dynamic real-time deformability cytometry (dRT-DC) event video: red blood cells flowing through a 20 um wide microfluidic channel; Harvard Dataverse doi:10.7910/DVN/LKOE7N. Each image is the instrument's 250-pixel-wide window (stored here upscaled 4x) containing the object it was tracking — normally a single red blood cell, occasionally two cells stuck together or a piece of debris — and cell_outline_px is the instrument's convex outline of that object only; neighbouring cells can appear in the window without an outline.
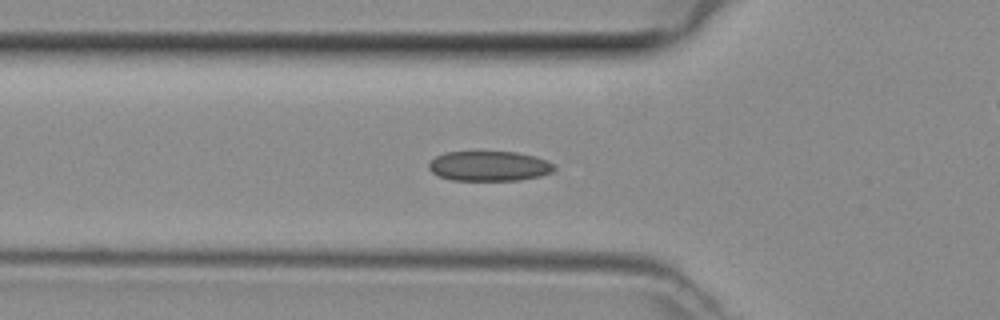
{"species": "common noctule bat (a hibernating species)", "species_latin": "Nyctalus noctula", "temperature_condition": "room temperature", "stored_images_in_passage": 42, "camera_frame_rate_fps": 3000, "um_per_image_px": 0.085, "animal": {"sex": "female", "body_mass_g": 29.2, "forearm_length_mm": 56.3}, "frame": {"image": 1, "passage_image": 15, "time_ms": 4.667, "image_size_px": [1000, 320], "cell_outline_px": [[556, 168], [552, 172], [540, 176], [520, 180], [452, 180], [440, 176], [432, 172], [428, 168], [428, 164], [436, 156], [444, 152], [516, 152], [536, 156], [552, 164]], "centroid_in_image_um": [41.57, 14.11], "position_along_channel_um": 84.2, "area_um2": 21.79}}
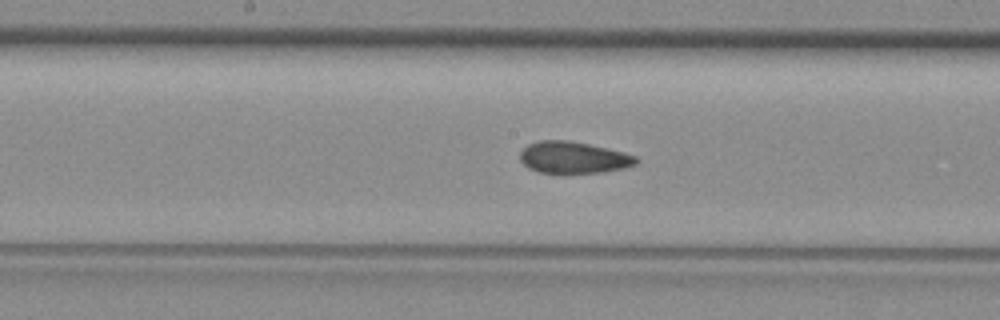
{"frame": {"image": 2, "passage_image": 23, "time_ms": 7.333, "image_size_px": [1000, 320], "cell_outline_px": [[640, 160], [636, 164], [624, 168], [604, 172], [560, 176], [536, 172], [528, 168], [520, 160], [520, 152], [528, 144], [540, 140], [568, 140], [608, 148], [624, 152], [636, 156]], "centroid_in_image_um": [48.73, 13.44], "position_along_channel_um": 199.5, "area_um2": 22.37}}
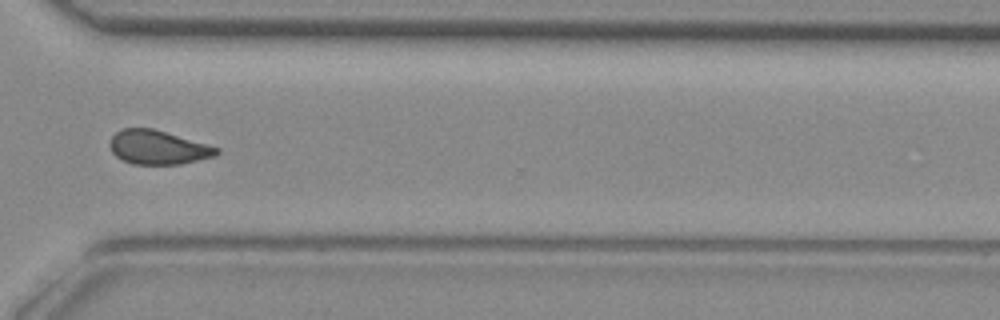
{"frame": {"image": 3, "passage_image": 34, "time_ms": 11.0, "image_size_px": [1000, 320], "cell_outline_px": [[220, 152], [216, 156], [180, 164], [132, 164], [116, 156], [112, 152], [108, 144], [112, 136], [116, 132], [124, 128], [152, 128], [220, 148]], "centroid_in_image_um": [13.42, 12.53], "position_along_channel_um": 357.2, "area_um2": 21.04}}